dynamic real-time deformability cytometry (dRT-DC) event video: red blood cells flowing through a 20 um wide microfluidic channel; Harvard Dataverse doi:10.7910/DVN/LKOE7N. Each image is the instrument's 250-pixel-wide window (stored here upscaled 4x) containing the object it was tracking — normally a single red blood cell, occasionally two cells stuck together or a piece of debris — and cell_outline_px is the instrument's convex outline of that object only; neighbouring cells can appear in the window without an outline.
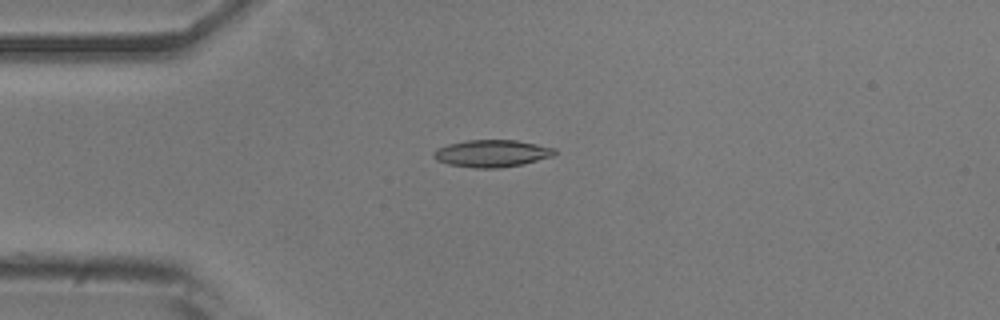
{"species": "common noctule bat (a hibernating species)", "species_latin": "Nyctalus noctula", "temperature_condition": "room temperature", "stored_images_in_passage": 41, "camera_frame_rate_fps": 3000, "um_per_image_px": 0.085, "animal": {"sex": "male", "body_mass_g": 20.5, "forearm_length_mm": 52.5}, "frame": {"image": 1, "passage_image": 2, "time_ms": 0.333, "image_size_px": [1000, 320], "cell_outline_px": [[556, 152], [552, 156], [524, 164], [500, 168], [472, 168], [448, 164], [436, 160], [432, 156], [432, 152], [436, 148], [448, 144], [468, 140], [516, 140], [556, 148]], "centroid_in_image_um": [41.77, 13.04], "position_along_channel_um": 43.2, "area_um2": 19.31}}
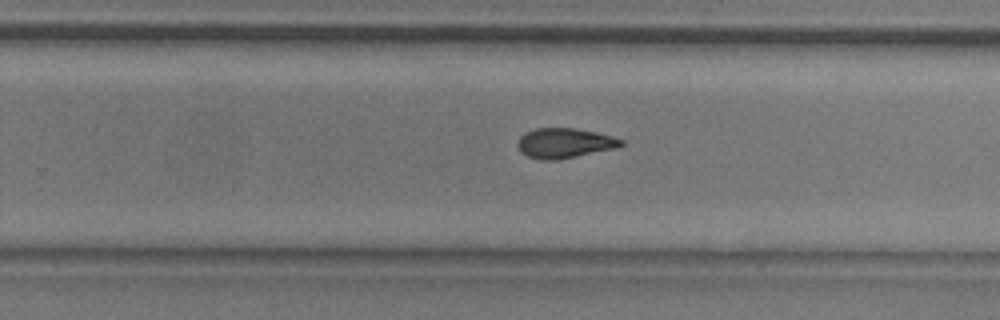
{"frame": {"image": 2, "passage_image": 22, "time_ms": 7.0, "image_size_px": [1000, 320], "cell_outline_px": [[624, 144], [616, 148], [556, 160], [540, 160], [528, 156], [520, 152], [516, 144], [520, 136], [524, 132], [536, 128], [576, 128], [596, 132], [612, 136], [624, 140]], "centroid_in_image_um": [47.96, 12.16], "position_along_channel_um": 281.8, "area_um2": 18.15}}
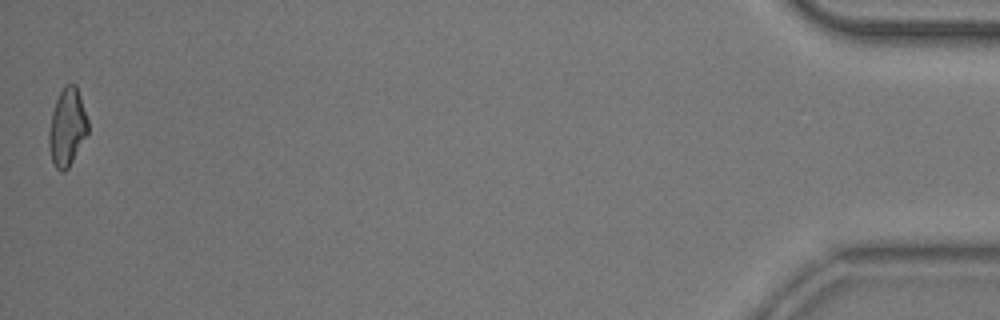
{"frame": {"image": 3, "passage_image": 41, "time_ms": 13.333, "image_size_px": [1000, 320], "cell_outline_px": [[88, 132], [68, 168], [64, 172], [60, 172], [56, 168], [52, 160], [48, 144], [48, 132], [52, 112], [56, 100], [64, 84], [76, 84], [88, 120]], "centroid_in_image_um": [5.7, 10.81], "position_along_channel_um": 429.5, "area_um2": 17.57}, "authors_computed_cell_mechanics": {"area_um2": 18.1492, "velocity_mm_per_s": 3.8597, "shape_relaxation_time_tau1_ms": 7.6231, "shape_relaxation_time_tau2_ms": 4.1768, "deformation_change_tau1": 0.1799, "deformation_change_tau2": 0.1178}}